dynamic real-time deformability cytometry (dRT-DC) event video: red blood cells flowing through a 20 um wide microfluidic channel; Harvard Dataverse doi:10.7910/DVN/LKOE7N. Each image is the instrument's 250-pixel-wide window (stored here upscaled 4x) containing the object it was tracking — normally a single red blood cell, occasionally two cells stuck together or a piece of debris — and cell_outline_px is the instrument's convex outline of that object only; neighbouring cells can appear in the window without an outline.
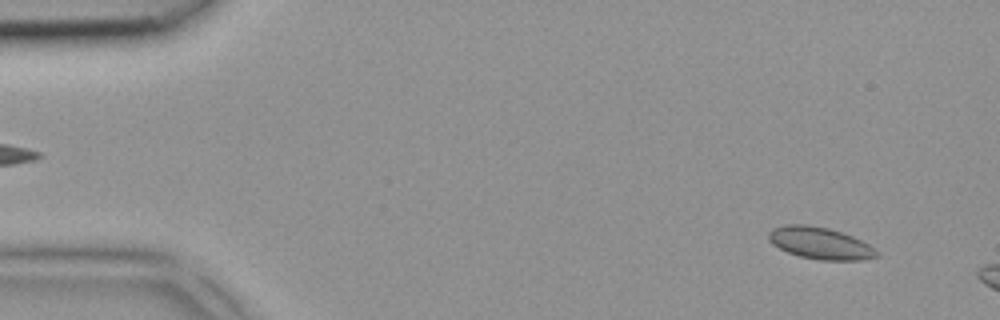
{"species": "common noctule bat (a hibernating species)", "species_latin": "Nyctalus noctula", "temperature_condition": "room temperature", "stored_images_in_passage": 4, "camera_frame_rate_fps": 3000, "um_per_image_px": 0.085, "animal": {"sex": "female", "body_mass_g": 18.4}, "frame": {"image": 1, "passage_image": 4, "time_ms": 1.0, "image_size_px": [1000, 320], "cell_outline_px": [[880, 256], [864, 260], [820, 260], [800, 256], [788, 252], [772, 244], [768, 240], [768, 232], [772, 228], [784, 224], [808, 224], [828, 228], [852, 236], [868, 244], [880, 252]], "centroid_in_image_um": [69.71, 20.66], "position_along_channel_um": 15.3, "area_um2": 20.23}}